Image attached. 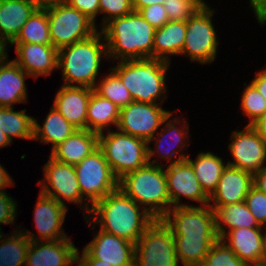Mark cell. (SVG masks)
I'll return each instance as SVG.
<instances>
[{
    "label": "cell",
    "mask_w": 266,
    "mask_h": 266,
    "mask_svg": "<svg viewBox=\"0 0 266 266\" xmlns=\"http://www.w3.org/2000/svg\"><path fill=\"white\" fill-rule=\"evenodd\" d=\"M140 208L142 207L117 188L92 206V227L100 224V230L136 244L156 220L148 211H141Z\"/></svg>",
    "instance_id": "obj_1"
},
{
    "label": "cell",
    "mask_w": 266,
    "mask_h": 266,
    "mask_svg": "<svg viewBox=\"0 0 266 266\" xmlns=\"http://www.w3.org/2000/svg\"><path fill=\"white\" fill-rule=\"evenodd\" d=\"M155 30L134 10L128 15L110 20L100 30L104 34L108 59L125 61L153 58Z\"/></svg>",
    "instance_id": "obj_2"
},
{
    "label": "cell",
    "mask_w": 266,
    "mask_h": 266,
    "mask_svg": "<svg viewBox=\"0 0 266 266\" xmlns=\"http://www.w3.org/2000/svg\"><path fill=\"white\" fill-rule=\"evenodd\" d=\"M102 36L98 30L87 39L59 49L58 69L63 72V85L95 87L102 57L108 61L107 47Z\"/></svg>",
    "instance_id": "obj_3"
},
{
    "label": "cell",
    "mask_w": 266,
    "mask_h": 266,
    "mask_svg": "<svg viewBox=\"0 0 266 266\" xmlns=\"http://www.w3.org/2000/svg\"><path fill=\"white\" fill-rule=\"evenodd\" d=\"M170 62L160 58H140L118 61L110 69L129 90L133 101L154 104L166 99L165 75ZM162 96V98H160Z\"/></svg>",
    "instance_id": "obj_4"
},
{
    "label": "cell",
    "mask_w": 266,
    "mask_h": 266,
    "mask_svg": "<svg viewBox=\"0 0 266 266\" xmlns=\"http://www.w3.org/2000/svg\"><path fill=\"white\" fill-rule=\"evenodd\" d=\"M163 165L146 164L118 181V188L155 219H163L172 208ZM146 206V207H145ZM150 206V207H147Z\"/></svg>",
    "instance_id": "obj_5"
},
{
    "label": "cell",
    "mask_w": 266,
    "mask_h": 266,
    "mask_svg": "<svg viewBox=\"0 0 266 266\" xmlns=\"http://www.w3.org/2000/svg\"><path fill=\"white\" fill-rule=\"evenodd\" d=\"M148 147L145 140L118 130L99 133V148L118 180L149 163Z\"/></svg>",
    "instance_id": "obj_6"
},
{
    "label": "cell",
    "mask_w": 266,
    "mask_h": 266,
    "mask_svg": "<svg viewBox=\"0 0 266 266\" xmlns=\"http://www.w3.org/2000/svg\"><path fill=\"white\" fill-rule=\"evenodd\" d=\"M52 45L63 48L87 39L98 30L96 24L85 14L67 2L46 7Z\"/></svg>",
    "instance_id": "obj_7"
},
{
    "label": "cell",
    "mask_w": 266,
    "mask_h": 266,
    "mask_svg": "<svg viewBox=\"0 0 266 266\" xmlns=\"http://www.w3.org/2000/svg\"><path fill=\"white\" fill-rule=\"evenodd\" d=\"M172 230L156 219L135 244L134 266H179Z\"/></svg>",
    "instance_id": "obj_8"
},
{
    "label": "cell",
    "mask_w": 266,
    "mask_h": 266,
    "mask_svg": "<svg viewBox=\"0 0 266 266\" xmlns=\"http://www.w3.org/2000/svg\"><path fill=\"white\" fill-rule=\"evenodd\" d=\"M214 10L202 5L187 21L185 44L181 55L201 64L211 63L216 59L218 39L212 17Z\"/></svg>",
    "instance_id": "obj_9"
},
{
    "label": "cell",
    "mask_w": 266,
    "mask_h": 266,
    "mask_svg": "<svg viewBox=\"0 0 266 266\" xmlns=\"http://www.w3.org/2000/svg\"><path fill=\"white\" fill-rule=\"evenodd\" d=\"M74 167L82 197L91 207L118 188L119 180L99 147Z\"/></svg>",
    "instance_id": "obj_10"
},
{
    "label": "cell",
    "mask_w": 266,
    "mask_h": 266,
    "mask_svg": "<svg viewBox=\"0 0 266 266\" xmlns=\"http://www.w3.org/2000/svg\"><path fill=\"white\" fill-rule=\"evenodd\" d=\"M43 170L45 180H43L44 182H38L41 186L40 193L54 198L63 206H66L65 200L70 203L74 202L77 205L80 204V207L82 203H85L84 207L80 209L83 208V212L87 211L83 214L86 222L90 223L91 219L87 217V213L90 216L92 207H89L90 204L86 203V199L82 197L74 165L58 162L50 156L48 162L44 164ZM62 198L65 200H62ZM87 218H89V221Z\"/></svg>",
    "instance_id": "obj_11"
},
{
    "label": "cell",
    "mask_w": 266,
    "mask_h": 266,
    "mask_svg": "<svg viewBox=\"0 0 266 266\" xmlns=\"http://www.w3.org/2000/svg\"><path fill=\"white\" fill-rule=\"evenodd\" d=\"M162 220L174 237H218L215 213L209 205L172 207Z\"/></svg>",
    "instance_id": "obj_12"
},
{
    "label": "cell",
    "mask_w": 266,
    "mask_h": 266,
    "mask_svg": "<svg viewBox=\"0 0 266 266\" xmlns=\"http://www.w3.org/2000/svg\"><path fill=\"white\" fill-rule=\"evenodd\" d=\"M159 104L136 101L129 103L120 109L117 129L149 142L159 127L165 123L164 120L172 113L162 109Z\"/></svg>",
    "instance_id": "obj_13"
},
{
    "label": "cell",
    "mask_w": 266,
    "mask_h": 266,
    "mask_svg": "<svg viewBox=\"0 0 266 266\" xmlns=\"http://www.w3.org/2000/svg\"><path fill=\"white\" fill-rule=\"evenodd\" d=\"M232 133L229 150L234 161H228L227 165L252 175L266 168V145L257 131L251 125H246L244 130Z\"/></svg>",
    "instance_id": "obj_14"
},
{
    "label": "cell",
    "mask_w": 266,
    "mask_h": 266,
    "mask_svg": "<svg viewBox=\"0 0 266 266\" xmlns=\"http://www.w3.org/2000/svg\"><path fill=\"white\" fill-rule=\"evenodd\" d=\"M67 206L61 205L54 198L39 193L34 209V223L39 233L35 236L28 230H21L31 241H56L68 238L62 228L65 221ZM64 230V231H63Z\"/></svg>",
    "instance_id": "obj_15"
},
{
    "label": "cell",
    "mask_w": 266,
    "mask_h": 266,
    "mask_svg": "<svg viewBox=\"0 0 266 266\" xmlns=\"http://www.w3.org/2000/svg\"><path fill=\"white\" fill-rule=\"evenodd\" d=\"M165 173L171 206H193L181 204V196L199 202L202 206L209 204V197L202 190L192 166L186 160L168 165Z\"/></svg>",
    "instance_id": "obj_16"
},
{
    "label": "cell",
    "mask_w": 266,
    "mask_h": 266,
    "mask_svg": "<svg viewBox=\"0 0 266 266\" xmlns=\"http://www.w3.org/2000/svg\"><path fill=\"white\" fill-rule=\"evenodd\" d=\"M93 240L84 249L94 258L113 266H134L135 243L104 232L93 234Z\"/></svg>",
    "instance_id": "obj_17"
},
{
    "label": "cell",
    "mask_w": 266,
    "mask_h": 266,
    "mask_svg": "<svg viewBox=\"0 0 266 266\" xmlns=\"http://www.w3.org/2000/svg\"><path fill=\"white\" fill-rule=\"evenodd\" d=\"M15 45L17 58L14 60L21 69L35 79L48 76L58 69V49L52 44L10 43Z\"/></svg>",
    "instance_id": "obj_18"
},
{
    "label": "cell",
    "mask_w": 266,
    "mask_h": 266,
    "mask_svg": "<svg viewBox=\"0 0 266 266\" xmlns=\"http://www.w3.org/2000/svg\"><path fill=\"white\" fill-rule=\"evenodd\" d=\"M77 250L69 238L31 241L25 266H70L77 263Z\"/></svg>",
    "instance_id": "obj_19"
},
{
    "label": "cell",
    "mask_w": 266,
    "mask_h": 266,
    "mask_svg": "<svg viewBox=\"0 0 266 266\" xmlns=\"http://www.w3.org/2000/svg\"><path fill=\"white\" fill-rule=\"evenodd\" d=\"M92 88L62 85L55 96L53 107L78 130L86 129L87 110Z\"/></svg>",
    "instance_id": "obj_20"
},
{
    "label": "cell",
    "mask_w": 266,
    "mask_h": 266,
    "mask_svg": "<svg viewBox=\"0 0 266 266\" xmlns=\"http://www.w3.org/2000/svg\"><path fill=\"white\" fill-rule=\"evenodd\" d=\"M253 186V175L228 166L223 170L216 191L209 198L211 208L243 202ZM213 201L214 203H212Z\"/></svg>",
    "instance_id": "obj_21"
},
{
    "label": "cell",
    "mask_w": 266,
    "mask_h": 266,
    "mask_svg": "<svg viewBox=\"0 0 266 266\" xmlns=\"http://www.w3.org/2000/svg\"><path fill=\"white\" fill-rule=\"evenodd\" d=\"M172 114H173V112L164 120V122H166L165 123L166 125H164L163 126V129L161 130V132L158 133L159 135L157 136V138L154 136L148 142V144H150L151 141H155V143H156L155 144L156 145L155 148L157 149V151H155L154 149L152 150L150 147H148V162L150 164L162 165V164H159L156 159L151 161V158H153V156L156 153L162 159H165V160L169 159V160H171L169 162V165L175 164V163L180 162V161H183V160H185L188 157V156H185L183 153L182 154H179L180 156L177 157L178 151H179V149H177V147L180 146L179 147L180 148V151L179 152L181 153L182 152L181 150L185 149L186 148V145H189V144H187L188 143L189 136L187 135V132H186V131H189L188 130V128H189L188 127V124H187L186 121L181 122L179 120L180 117L173 118V120H169L170 117L172 116ZM180 123H183L184 125L186 124L187 126H184L183 127L182 125H180ZM178 124L181 127H179V128L178 127H175ZM166 134L169 135L172 138L173 142L171 140H168V137L166 136ZM184 138L185 139L187 138V141H185ZM164 143H166V144L169 143V145H165L166 147L164 149H162L163 148L162 145ZM159 153H163V155L162 154H159ZM174 156L177 157V159L176 158L174 159Z\"/></svg>",
    "instance_id": "obj_22"
},
{
    "label": "cell",
    "mask_w": 266,
    "mask_h": 266,
    "mask_svg": "<svg viewBox=\"0 0 266 266\" xmlns=\"http://www.w3.org/2000/svg\"><path fill=\"white\" fill-rule=\"evenodd\" d=\"M38 8L32 0H0V39L10 44Z\"/></svg>",
    "instance_id": "obj_23"
},
{
    "label": "cell",
    "mask_w": 266,
    "mask_h": 266,
    "mask_svg": "<svg viewBox=\"0 0 266 266\" xmlns=\"http://www.w3.org/2000/svg\"><path fill=\"white\" fill-rule=\"evenodd\" d=\"M99 147V134L93 131L77 130L61 144L51 150V156L58 162L76 165Z\"/></svg>",
    "instance_id": "obj_24"
},
{
    "label": "cell",
    "mask_w": 266,
    "mask_h": 266,
    "mask_svg": "<svg viewBox=\"0 0 266 266\" xmlns=\"http://www.w3.org/2000/svg\"><path fill=\"white\" fill-rule=\"evenodd\" d=\"M262 231L263 228L232 229L221 240L247 265L261 264L264 233Z\"/></svg>",
    "instance_id": "obj_25"
},
{
    "label": "cell",
    "mask_w": 266,
    "mask_h": 266,
    "mask_svg": "<svg viewBox=\"0 0 266 266\" xmlns=\"http://www.w3.org/2000/svg\"><path fill=\"white\" fill-rule=\"evenodd\" d=\"M8 56L0 63V107H13L15 103L27 102L25 77H30Z\"/></svg>",
    "instance_id": "obj_26"
},
{
    "label": "cell",
    "mask_w": 266,
    "mask_h": 266,
    "mask_svg": "<svg viewBox=\"0 0 266 266\" xmlns=\"http://www.w3.org/2000/svg\"><path fill=\"white\" fill-rule=\"evenodd\" d=\"M186 22L169 21L156 29L153 38V58L170 62V55H180L185 44Z\"/></svg>",
    "instance_id": "obj_27"
},
{
    "label": "cell",
    "mask_w": 266,
    "mask_h": 266,
    "mask_svg": "<svg viewBox=\"0 0 266 266\" xmlns=\"http://www.w3.org/2000/svg\"><path fill=\"white\" fill-rule=\"evenodd\" d=\"M212 209L215 213V229L220 239L232 229L263 228L258 224L244 201ZM226 228L229 230L226 231Z\"/></svg>",
    "instance_id": "obj_28"
},
{
    "label": "cell",
    "mask_w": 266,
    "mask_h": 266,
    "mask_svg": "<svg viewBox=\"0 0 266 266\" xmlns=\"http://www.w3.org/2000/svg\"><path fill=\"white\" fill-rule=\"evenodd\" d=\"M195 159L193 161L188 156L185 160L192 166L202 190L210 198L216 191L219 179L227 164L223 162L221 157L212 152H200Z\"/></svg>",
    "instance_id": "obj_29"
},
{
    "label": "cell",
    "mask_w": 266,
    "mask_h": 266,
    "mask_svg": "<svg viewBox=\"0 0 266 266\" xmlns=\"http://www.w3.org/2000/svg\"><path fill=\"white\" fill-rule=\"evenodd\" d=\"M119 118L120 108L93 90L88 104L86 129L99 134L104 129L110 130V124L117 128Z\"/></svg>",
    "instance_id": "obj_30"
},
{
    "label": "cell",
    "mask_w": 266,
    "mask_h": 266,
    "mask_svg": "<svg viewBox=\"0 0 266 266\" xmlns=\"http://www.w3.org/2000/svg\"><path fill=\"white\" fill-rule=\"evenodd\" d=\"M78 129L70 124L60 112L51 106L49 114L42 126L34 118L33 140L40 143H51L52 150L61 144L66 138L74 134Z\"/></svg>",
    "instance_id": "obj_31"
},
{
    "label": "cell",
    "mask_w": 266,
    "mask_h": 266,
    "mask_svg": "<svg viewBox=\"0 0 266 266\" xmlns=\"http://www.w3.org/2000/svg\"><path fill=\"white\" fill-rule=\"evenodd\" d=\"M218 237H174L176 257L183 266H200Z\"/></svg>",
    "instance_id": "obj_32"
},
{
    "label": "cell",
    "mask_w": 266,
    "mask_h": 266,
    "mask_svg": "<svg viewBox=\"0 0 266 266\" xmlns=\"http://www.w3.org/2000/svg\"><path fill=\"white\" fill-rule=\"evenodd\" d=\"M13 107H0V130L13 141V137L33 140L34 118L26 110L14 111Z\"/></svg>",
    "instance_id": "obj_33"
},
{
    "label": "cell",
    "mask_w": 266,
    "mask_h": 266,
    "mask_svg": "<svg viewBox=\"0 0 266 266\" xmlns=\"http://www.w3.org/2000/svg\"><path fill=\"white\" fill-rule=\"evenodd\" d=\"M11 43L52 44L47 8H38Z\"/></svg>",
    "instance_id": "obj_34"
},
{
    "label": "cell",
    "mask_w": 266,
    "mask_h": 266,
    "mask_svg": "<svg viewBox=\"0 0 266 266\" xmlns=\"http://www.w3.org/2000/svg\"><path fill=\"white\" fill-rule=\"evenodd\" d=\"M18 230L0 238V266H25L31 240Z\"/></svg>",
    "instance_id": "obj_35"
},
{
    "label": "cell",
    "mask_w": 266,
    "mask_h": 266,
    "mask_svg": "<svg viewBox=\"0 0 266 266\" xmlns=\"http://www.w3.org/2000/svg\"><path fill=\"white\" fill-rule=\"evenodd\" d=\"M110 71V74L103 77L100 83L95 84L93 90L121 109L133 102V98L121 79L112 70Z\"/></svg>",
    "instance_id": "obj_36"
},
{
    "label": "cell",
    "mask_w": 266,
    "mask_h": 266,
    "mask_svg": "<svg viewBox=\"0 0 266 266\" xmlns=\"http://www.w3.org/2000/svg\"><path fill=\"white\" fill-rule=\"evenodd\" d=\"M200 266H248L220 238L211 246Z\"/></svg>",
    "instance_id": "obj_37"
},
{
    "label": "cell",
    "mask_w": 266,
    "mask_h": 266,
    "mask_svg": "<svg viewBox=\"0 0 266 266\" xmlns=\"http://www.w3.org/2000/svg\"><path fill=\"white\" fill-rule=\"evenodd\" d=\"M244 83L245 90L241 96V109L243 114L250 118L247 125H252L266 111V99L260 92L250 83L248 86Z\"/></svg>",
    "instance_id": "obj_38"
},
{
    "label": "cell",
    "mask_w": 266,
    "mask_h": 266,
    "mask_svg": "<svg viewBox=\"0 0 266 266\" xmlns=\"http://www.w3.org/2000/svg\"><path fill=\"white\" fill-rule=\"evenodd\" d=\"M205 3L204 0H166L163 5L170 21L186 22Z\"/></svg>",
    "instance_id": "obj_39"
},
{
    "label": "cell",
    "mask_w": 266,
    "mask_h": 266,
    "mask_svg": "<svg viewBox=\"0 0 266 266\" xmlns=\"http://www.w3.org/2000/svg\"><path fill=\"white\" fill-rule=\"evenodd\" d=\"M244 202L260 226L266 227V195L252 186Z\"/></svg>",
    "instance_id": "obj_40"
},
{
    "label": "cell",
    "mask_w": 266,
    "mask_h": 266,
    "mask_svg": "<svg viewBox=\"0 0 266 266\" xmlns=\"http://www.w3.org/2000/svg\"><path fill=\"white\" fill-rule=\"evenodd\" d=\"M100 13H105L101 26L110 20L128 15L133 11L131 0H99Z\"/></svg>",
    "instance_id": "obj_41"
},
{
    "label": "cell",
    "mask_w": 266,
    "mask_h": 266,
    "mask_svg": "<svg viewBox=\"0 0 266 266\" xmlns=\"http://www.w3.org/2000/svg\"><path fill=\"white\" fill-rule=\"evenodd\" d=\"M139 13L154 29H159L170 21L163 4H152L142 8Z\"/></svg>",
    "instance_id": "obj_42"
},
{
    "label": "cell",
    "mask_w": 266,
    "mask_h": 266,
    "mask_svg": "<svg viewBox=\"0 0 266 266\" xmlns=\"http://www.w3.org/2000/svg\"><path fill=\"white\" fill-rule=\"evenodd\" d=\"M6 192H0V225L13 224L16 217L17 202Z\"/></svg>",
    "instance_id": "obj_43"
},
{
    "label": "cell",
    "mask_w": 266,
    "mask_h": 266,
    "mask_svg": "<svg viewBox=\"0 0 266 266\" xmlns=\"http://www.w3.org/2000/svg\"><path fill=\"white\" fill-rule=\"evenodd\" d=\"M66 2L95 23L96 16L100 13L99 0H66Z\"/></svg>",
    "instance_id": "obj_44"
},
{
    "label": "cell",
    "mask_w": 266,
    "mask_h": 266,
    "mask_svg": "<svg viewBox=\"0 0 266 266\" xmlns=\"http://www.w3.org/2000/svg\"><path fill=\"white\" fill-rule=\"evenodd\" d=\"M76 266H113L108 262L94 259L84 248L80 255L77 250V265Z\"/></svg>",
    "instance_id": "obj_45"
},
{
    "label": "cell",
    "mask_w": 266,
    "mask_h": 266,
    "mask_svg": "<svg viewBox=\"0 0 266 266\" xmlns=\"http://www.w3.org/2000/svg\"><path fill=\"white\" fill-rule=\"evenodd\" d=\"M258 23L266 24V0H249Z\"/></svg>",
    "instance_id": "obj_46"
},
{
    "label": "cell",
    "mask_w": 266,
    "mask_h": 266,
    "mask_svg": "<svg viewBox=\"0 0 266 266\" xmlns=\"http://www.w3.org/2000/svg\"><path fill=\"white\" fill-rule=\"evenodd\" d=\"M250 83L266 99V69L258 71L254 79Z\"/></svg>",
    "instance_id": "obj_47"
},
{
    "label": "cell",
    "mask_w": 266,
    "mask_h": 266,
    "mask_svg": "<svg viewBox=\"0 0 266 266\" xmlns=\"http://www.w3.org/2000/svg\"><path fill=\"white\" fill-rule=\"evenodd\" d=\"M266 145V111L251 125Z\"/></svg>",
    "instance_id": "obj_48"
},
{
    "label": "cell",
    "mask_w": 266,
    "mask_h": 266,
    "mask_svg": "<svg viewBox=\"0 0 266 266\" xmlns=\"http://www.w3.org/2000/svg\"><path fill=\"white\" fill-rule=\"evenodd\" d=\"M253 186L266 195V168L253 175Z\"/></svg>",
    "instance_id": "obj_49"
},
{
    "label": "cell",
    "mask_w": 266,
    "mask_h": 266,
    "mask_svg": "<svg viewBox=\"0 0 266 266\" xmlns=\"http://www.w3.org/2000/svg\"><path fill=\"white\" fill-rule=\"evenodd\" d=\"M166 0H131L134 11H140L142 8L152 4H164Z\"/></svg>",
    "instance_id": "obj_50"
},
{
    "label": "cell",
    "mask_w": 266,
    "mask_h": 266,
    "mask_svg": "<svg viewBox=\"0 0 266 266\" xmlns=\"http://www.w3.org/2000/svg\"><path fill=\"white\" fill-rule=\"evenodd\" d=\"M13 184V179L0 164V192H5V188Z\"/></svg>",
    "instance_id": "obj_51"
},
{
    "label": "cell",
    "mask_w": 266,
    "mask_h": 266,
    "mask_svg": "<svg viewBox=\"0 0 266 266\" xmlns=\"http://www.w3.org/2000/svg\"><path fill=\"white\" fill-rule=\"evenodd\" d=\"M39 8H46L51 5L66 2V0H32Z\"/></svg>",
    "instance_id": "obj_52"
},
{
    "label": "cell",
    "mask_w": 266,
    "mask_h": 266,
    "mask_svg": "<svg viewBox=\"0 0 266 266\" xmlns=\"http://www.w3.org/2000/svg\"><path fill=\"white\" fill-rule=\"evenodd\" d=\"M11 143V139L2 130H0V148L10 145Z\"/></svg>",
    "instance_id": "obj_53"
},
{
    "label": "cell",
    "mask_w": 266,
    "mask_h": 266,
    "mask_svg": "<svg viewBox=\"0 0 266 266\" xmlns=\"http://www.w3.org/2000/svg\"><path fill=\"white\" fill-rule=\"evenodd\" d=\"M7 45L0 39V63L8 56Z\"/></svg>",
    "instance_id": "obj_54"
},
{
    "label": "cell",
    "mask_w": 266,
    "mask_h": 266,
    "mask_svg": "<svg viewBox=\"0 0 266 266\" xmlns=\"http://www.w3.org/2000/svg\"><path fill=\"white\" fill-rule=\"evenodd\" d=\"M261 264H265L266 265V232L263 235V241H262V258H261Z\"/></svg>",
    "instance_id": "obj_55"
},
{
    "label": "cell",
    "mask_w": 266,
    "mask_h": 266,
    "mask_svg": "<svg viewBox=\"0 0 266 266\" xmlns=\"http://www.w3.org/2000/svg\"><path fill=\"white\" fill-rule=\"evenodd\" d=\"M248 266H266L265 264H254V265H248Z\"/></svg>",
    "instance_id": "obj_56"
},
{
    "label": "cell",
    "mask_w": 266,
    "mask_h": 266,
    "mask_svg": "<svg viewBox=\"0 0 266 266\" xmlns=\"http://www.w3.org/2000/svg\"><path fill=\"white\" fill-rule=\"evenodd\" d=\"M0 231H1V228H0ZM3 235H4V234L0 232V238L3 237Z\"/></svg>",
    "instance_id": "obj_57"
}]
</instances>
